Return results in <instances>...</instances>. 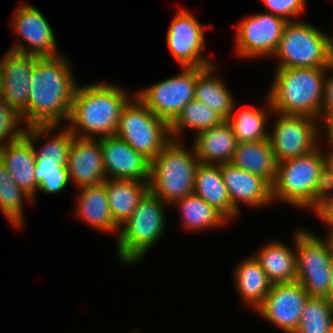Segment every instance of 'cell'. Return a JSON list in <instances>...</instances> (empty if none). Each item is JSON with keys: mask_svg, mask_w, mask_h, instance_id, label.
Segmentation results:
<instances>
[{"mask_svg": "<svg viewBox=\"0 0 333 333\" xmlns=\"http://www.w3.org/2000/svg\"><path fill=\"white\" fill-rule=\"evenodd\" d=\"M20 5L14 11L11 24L15 33L17 32L30 48L24 47V43H17L11 47V51L37 57L59 56L55 34L43 14L34 6L26 3Z\"/></svg>", "mask_w": 333, "mask_h": 333, "instance_id": "16", "label": "cell"}, {"mask_svg": "<svg viewBox=\"0 0 333 333\" xmlns=\"http://www.w3.org/2000/svg\"><path fill=\"white\" fill-rule=\"evenodd\" d=\"M267 12L285 19L294 21L305 8V0H263ZM291 18V19H290Z\"/></svg>", "mask_w": 333, "mask_h": 333, "instance_id": "37", "label": "cell"}, {"mask_svg": "<svg viewBox=\"0 0 333 333\" xmlns=\"http://www.w3.org/2000/svg\"><path fill=\"white\" fill-rule=\"evenodd\" d=\"M230 163L249 173L261 176L270 185L275 181L278 163L269 139L239 142Z\"/></svg>", "mask_w": 333, "mask_h": 333, "instance_id": "25", "label": "cell"}, {"mask_svg": "<svg viewBox=\"0 0 333 333\" xmlns=\"http://www.w3.org/2000/svg\"><path fill=\"white\" fill-rule=\"evenodd\" d=\"M65 56L38 57L30 77L28 127L68 121L77 85Z\"/></svg>", "mask_w": 333, "mask_h": 333, "instance_id": "1", "label": "cell"}, {"mask_svg": "<svg viewBox=\"0 0 333 333\" xmlns=\"http://www.w3.org/2000/svg\"><path fill=\"white\" fill-rule=\"evenodd\" d=\"M315 214L322 219L323 222L333 223V199L328 200Z\"/></svg>", "mask_w": 333, "mask_h": 333, "instance_id": "40", "label": "cell"}, {"mask_svg": "<svg viewBox=\"0 0 333 333\" xmlns=\"http://www.w3.org/2000/svg\"><path fill=\"white\" fill-rule=\"evenodd\" d=\"M223 181L232 206L239 212V201L253 207L272 202L271 185L261 176L249 173L231 163L220 164Z\"/></svg>", "mask_w": 333, "mask_h": 333, "instance_id": "20", "label": "cell"}, {"mask_svg": "<svg viewBox=\"0 0 333 333\" xmlns=\"http://www.w3.org/2000/svg\"><path fill=\"white\" fill-rule=\"evenodd\" d=\"M67 163H56L48 156H36L34 176L38 191L56 194L69 184Z\"/></svg>", "mask_w": 333, "mask_h": 333, "instance_id": "34", "label": "cell"}, {"mask_svg": "<svg viewBox=\"0 0 333 333\" xmlns=\"http://www.w3.org/2000/svg\"><path fill=\"white\" fill-rule=\"evenodd\" d=\"M328 333H333V324H332V326L330 327V329H329V332Z\"/></svg>", "mask_w": 333, "mask_h": 333, "instance_id": "47", "label": "cell"}, {"mask_svg": "<svg viewBox=\"0 0 333 333\" xmlns=\"http://www.w3.org/2000/svg\"><path fill=\"white\" fill-rule=\"evenodd\" d=\"M287 21L264 12L243 19L237 26L236 51L245 58L274 55Z\"/></svg>", "mask_w": 333, "mask_h": 333, "instance_id": "13", "label": "cell"}, {"mask_svg": "<svg viewBox=\"0 0 333 333\" xmlns=\"http://www.w3.org/2000/svg\"><path fill=\"white\" fill-rule=\"evenodd\" d=\"M332 324L333 309L327 298L309 296L294 333H328Z\"/></svg>", "mask_w": 333, "mask_h": 333, "instance_id": "33", "label": "cell"}, {"mask_svg": "<svg viewBox=\"0 0 333 333\" xmlns=\"http://www.w3.org/2000/svg\"><path fill=\"white\" fill-rule=\"evenodd\" d=\"M128 97L127 92L113 84L77 86L68 119L70 123L68 128L75 137L114 136L121 111L132 98L131 95Z\"/></svg>", "mask_w": 333, "mask_h": 333, "instance_id": "2", "label": "cell"}, {"mask_svg": "<svg viewBox=\"0 0 333 333\" xmlns=\"http://www.w3.org/2000/svg\"><path fill=\"white\" fill-rule=\"evenodd\" d=\"M330 36L310 23L298 20L286 23L276 49V68L329 67L333 63Z\"/></svg>", "mask_w": 333, "mask_h": 333, "instance_id": "6", "label": "cell"}, {"mask_svg": "<svg viewBox=\"0 0 333 333\" xmlns=\"http://www.w3.org/2000/svg\"><path fill=\"white\" fill-rule=\"evenodd\" d=\"M3 97L2 61L0 62V98Z\"/></svg>", "mask_w": 333, "mask_h": 333, "instance_id": "45", "label": "cell"}, {"mask_svg": "<svg viewBox=\"0 0 333 333\" xmlns=\"http://www.w3.org/2000/svg\"><path fill=\"white\" fill-rule=\"evenodd\" d=\"M192 150L190 153L179 140L171 139L151 161L149 190L168 205L194 191L200 162Z\"/></svg>", "mask_w": 333, "mask_h": 333, "instance_id": "4", "label": "cell"}, {"mask_svg": "<svg viewBox=\"0 0 333 333\" xmlns=\"http://www.w3.org/2000/svg\"><path fill=\"white\" fill-rule=\"evenodd\" d=\"M104 184L112 219L120 228L130 218L143 196L149 191V182L106 178Z\"/></svg>", "mask_w": 333, "mask_h": 333, "instance_id": "23", "label": "cell"}, {"mask_svg": "<svg viewBox=\"0 0 333 333\" xmlns=\"http://www.w3.org/2000/svg\"><path fill=\"white\" fill-rule=\"evenodd\" d=\"M216 67L214 64L206 67L197 76L195 99L211 108L224 120H228L235 103L225 83L217 75H214Z\"/></svg>", "mask_w": 333, "mask_h": 333, "instance_id": "28", "label": "cell"}, {"mask_svg": "<svg viewBox=\"0 0 333 333\" xmlns=\"http://www.w3.org/2000/svg\"><path fill=\"white\" fill-rule=\"evenodd\" d=\"M204 25L187 9H181L167 31V46L182 67H209L213 61L203 55Z\"/></svg>", "mask_w": 333, "mask_h": 333, "instance_id": "14", "label": "cell"}, {"mask_svg": "<svg viewBox=\"0 0 333 333\" xmlns=\"http://www.w3.org/2000/svg\"><path fill=\"white\" fill-rule=\"evenodd\" d=\"M24 198L31 197L14 182L10 172L0 161V210L15 228L21 229L24 223Z\"/></svg>", "mask_w": 333, "mask_h": 333, "instance_id": "32", "label": "cell"}, {"mask_svg": "<svg viewBox=\"0 0 333 333\" xmlns=\"http://www.w3.org/2000/svg\"><path fill=\"white\" fill-rule=\"evenodd\" d=\"M329 42H330V52H331V56L333 59V37H332V39L331 38L329 39Z\"/></svg>", "mask_w": 333, "mask_h": 333, "instance_id": "46", "label": "cell"}, {"mask_svg": "<svg viewBox=\"0 0 333 333\" xmlns=\"http://www.w3.org/2000/svg\"><path fill=\"white\" fill-rule=\"evenodd\" d=\"M328 67L276 68L267 96L270 112L320 120Z\"/></svg>", "mask_w": 333, "mask_h": 333, "instance_id": "3", "label": "cell"}, {"mask_svg": "<svg viewBox=\"0 0 333 333\" xmlns=\"http://www.w3.org/2000/svg\"><path fill=\"white\" fill-rule=\"evenodd\" d=\"M179 207L183 225L189 230L217 228L228 220L201 197L192 193L175 202Z\"/></svg>", "mask_w": 333, "mask_h": 333, "instance_id": "29", "label": "cell"}, {"mask_svg": "<svg viewBox=\"0 0 333 333\" xmlns=\"http://www.w3.org/2000/svg\"><path fill=\"white\" fill-rule=\"evenodd\" d=\"M322 154L317 147L307 154L280 162L271 185L272 201L279 199L296 207L312 209L316 181L325 165Z\"/></svg>", "mask_w": 333, "mask_h": 333, "instance_id": "8", "label": "cell"}, {"mask_svg": "<svg viewBox=\"0 0 333 333\" xmlns=\"http://www.w3.org/2000/svg\"><path fill=\"white\" fill-rule=\"evenodd\" d=\"M330 227L328 237L325 239L328 246L333 250V223H327Z\"/></svg>", "mask_w": 333, "mask_h": 333, "instance_id": "43", "label": "cell"}, {"mask_svg": "<svg viewBox=\"0 0 333 333\" xmlns=\"http://www.w3.org/2000/svg\"><path fill=\"white\" fill-rule=\"evenodd\" d=\"M325 129V132L327 133V139L330 141L331 144H333V112H330L326 114L322 119Z\"/></svg>", "mask_w": 333, "mask_h": 333, "instance_id": "41", "label": "cell"}, {"mask_svg": "<svg viewBox=\"0 0 333 333\" xmlns=\"http://www.w3.org/2000/svg\"><path fill=\"white\" fill-rule=\"evenodd\" d=\"M66 168L78 188L99 185L106 180L100 138L75 137Z\"/></svg>", "mask_w": 333, "mask_h": 333, "instance_id": "19", "label": "cell"}, {"mask_svg": "<svg viewBox=\"0 0 333 333\" xmlns=\"http://www.w3.org/2000/svg\"><path fill=\"white\" fill-rule=\"evenodd\" d=\"M332 145V150L330 149V152L328 154L324 155V159H325V166L328 167V169H330V171L333 173V144H330L329 147H331Z\"/></svg>", "mask_w": 333, "mask_h": 333, "instance_id": "42", "label": "cell"}, {"mask_svg": "<svg viewBox=\"0 0 333 333\" xmlns=\"http://www.w3.org/2000/svg\"><path fill=\"white\" fill-rule=\"evenodd\" d=\"M328 71L333 72V63L328 67ZM326 73L325 85H324V102L321 107L320 121L328 113L333 112V76H328Z\"/></svg>", "mask_w": 333, "mask_h": 333, "instance_id": "39", "label": "cell"}, {"mask_svg": "<svg viewBox=\"0 0 333 333\" xmlns=\"http://www.w3.org/2000/svg\"><path fill=\"white\" fill-rule=\"evenodd\" d=\"M37 58L10 50L2 60V98L22 117L27 127L30 77Z\"/></svg>", "mask_w": 333, "mask_h": 333, "instance_id": "17", "label": "cell"}, {"mask_svg": "<svg viewBox=\"0 0 333 333\" xmlns=\"http://www.w3.org/2000/svg\"><path fill=\"white\" fill-rule=\"evenodd\" d=\"M132 97L121 111L115 136L152 161L171 140L170 125Z\"/></svg>", "mask_w": 333, "mask_h": 333, "instance_id": "7", "label": "cell"}, {"mask_svg": "<svg viewBox=\"0 0 333 333\" xmlns=\"http://www.w3.org/2000/svg\"><path fill=\"white\" fill-rule=\"evenodd\" d=\"M60 126H29L19 139L0 146V161L8 169L14 182L35 200L38 184L35 171V143L48 132L56 131ZM38 140V141H37Z\"/></svg>", "mask_w": 333, "mask_h": 333, "instance_id": "12", "label": "cell"}, {"mask_svg": "<svg viewBox=\"0 0 333 333\" xmlns=\"http://www.w3.org/2000/svg\"><path fill=\"white\" fill-rule=\"evenodd\" d=\"M52 136L39 150L35 147L36 156H48L56 163H67L75 136L68 127Z\"/></svg>", "mask_w": 333, "mask_h": 333, "instance_id": "36", "label": "cell"}, {"mask_svg": "<svg viewBox=\"0 0 333 333\" xmlns=\"http://www.w3.org/2000/svg\"><path fill=\"white\" fill-rule=\"evenodd\" d=\"M276 115L278 118L268 139L278 164L307 154L319 146L318 119L279 113Z\"/></svg>", "mask_w": 333, "mask_h": 333, "instance_id": "11", "label": "cell"}, {"mask_svg": "<svg viewBox=\"0 0 333 333\" xmlns=\"http://www.w3.org/2000/svg\"><path fill=\"white\" fill-rule=\"evenodd\" d=\"M22 122V117L0 98V146L11 143L25 134L26 127H23L25 125H22Z\"/></svg>", "mask_w": 333, "mask_h": 333, "instance_id": "35", "label": "cell"}, {"mask_svg": "<svg viewBox=\"0 0 333 333\" xmlns=\"http://www.w3.org/2000/svg\"><path fill=\"white\" fill-rule=\"evenodd\" d=\"M193 193L214 207L228 221L239 214L230 201L220 165L198 164Z\"/></svg>", "mask_w": 333, "mask_h": 333, "instance_id": "22", "label": "cell"}, {"mask_svg": "<svg viewBox=\"0 0 333 333\" xmlns=\"http://www.w3.org/2000/svg\"><path fill=\"white\" fill-rule=\"evenodd\" d=\"M235 286L242 300L253 309H257L265 300L272 283L254 256L240 261L236 266Z\"/></svg>", "mask_w": 333, "mask_h": 333, "instance_id": "27", "label": "cell"}, {"mask_svg": "<svg viewBox=\"0 0 333 333\" xmlns=\"http://www.w3.org/2000/svg\"><path fill=\"white\" fill-rule=\"evenodd\" d=\"M327 300L329 301V304L332 306L333 309V270L331 273V283H330V290L328 293Z\"/></svg>", "mask_w": 333, "mask_h": 333, "instance_id": "44", "label": "cell"}, {"mask_svg": "<svg viewBox=\"0 0 333 333\" xmlns=\"http://www.w3.org/2000/svg\"><path fill=\"white\" fill-rule=\"evenodd\" d=\"M297 281L311 297L327 298L333 270V250L314 233L298 230L294 234Z\"/></svg>", "mask_w": 333, "mask_h": 333, "instance_id": "9", "label": "cell"}, {"mask_svg": "<svg viewBox=\"0 0 333 333\" xmlns=\"http://www.w3.org/2000/svg\"><path fill=\"white\" fill-rule=\"evenodd\" d=\"M254 255L272 284L297 281L296 249L278 241H270Z\"/></svg>", "mask_w": 333, "mask_h": 333, "instance_id": "26", "label": "cell"}, {"mask_svg": "<svg viewBox=\"0 0 333 333\" xmlns=\"http://www.w3.org/2000/svg\"><path fill=\"white\" fill-rule=\"evenodd\" d=\"M79 189L75 215L97 230L119 234L120 228L114 223L110 212L105 184Z\"/></svg>", "mask_w": 333, "mask_h": 333, "instance_id": "24", "label": "cell"}, {"mask_svg": "<svg viewBox=\"0 0 333 333\" xmlns=\"http://www.w3.org/2000/svg\"><path fill=\"white\" fill-rule=\"evenodd\" d=\"M205 68L183 67L179 75L154 83L133 94L157 117L170 125L182 109L195 99L196 79Z\"/></svg>", "mask_w": 333, "mask_h": 333, "instance_id": "10", "label": "cell"}, {"mask_svg": "<svg viewBox=\"0 0 333 333\" xmlns=\"http://www.w3.org/2000/svg\"><path fill=\"white\" fill-rule=\"evenodd\" d=\"M235 108L236 107L233 106L232 113L227 121L232 126L238 143L268 139L269 133L266 130V121L268 118L266 117V108L257 109L248 107L238 113H236Z\"/></svg>", "mask_w": 333, "mask_h": 333, "instance_id": "31", "label": "cell"}, {"mask_svg": "<svg viewBox=\"0 0 333 333\" xmlns=\"http://www.w3.org/2000/svg\"><path fill=\"white\" fill-rule=\"evenodd\" d=\"M224 119L204 103L193 99L170 124L171 139L178 140V135L185 128L193 129L196 135L204 130L220 125Z\"/></svg>", "mask_w": 333, "mask_h": 333, "instance_id": "30", "label": "cell"}, {"mask_svg": "<svg viewBox=\"0 0 333 333\" xmlns=\"http://www.w3.org/2000/svg\"><path fill=\"white\" fill-rule=\"evenodd\" d=\"M164 205L167 204L149 190L120 227L116 244L122 263L131 265L141 260L163 235L167 220Z\"/></svg>", "mask_w": 333, "mask_h": 333, "instance_id": "5", "label": "cell"}, {"mask_svg": "<svg viewBox=\"0 0 333 333\" xmlns=\"http://www.w3.org/2000/svg\"><path fill=\"white\" fill-rule=\"evenodd\" d=\"M308 298V293L298 281L272 284L256 312L285 333H294Z\"/></svg>", "mask_w": 333, "mask_h": 333, "instance_id": "15", "label": "cell"}, {"mask_svg": "<svg viewBox=\"0 0 333 333\" xmlns=\"http://www.w3.org/2000/svg\"><path fill=\"white\" fill-rule=\"evenodd\" d=\"M238 141L232 126L227 120L220 125L199 132L195 137L193 149L200 163H230Z\"/></svg>", "mask_w": 333, "mask_h": 333, "instance_id": "21", "label": "cell"}, {"mask_svg": "<svg viewBox=\"0 0 333 333\" xmlns=\"http://www.w3.org/2000/svg\"><path fill=\"white\" fill-rule=\"evenodd\" d=\"M106 178L149 182L151 161L117 136L100 138Z\"/></svg>", "mask_w": 333, "mask_h": 333, "instance_id": "18", "label": "cell"}, {"mask_svg": "<svg viewBox=\"0 0 333 333\" xmlns=\"http://www.w3.org/2000/svg\"><path fill=\"white\" fill-rule=\"evenodd\" d=\"M331 190H333V173L324 165L319 172L313 192V211L316 212L328 200L333 199Z\"/></svg>", "mask_w": 333, "mask_h": 333, "instance_id": "38", "label": "cell"}]
</instances>
